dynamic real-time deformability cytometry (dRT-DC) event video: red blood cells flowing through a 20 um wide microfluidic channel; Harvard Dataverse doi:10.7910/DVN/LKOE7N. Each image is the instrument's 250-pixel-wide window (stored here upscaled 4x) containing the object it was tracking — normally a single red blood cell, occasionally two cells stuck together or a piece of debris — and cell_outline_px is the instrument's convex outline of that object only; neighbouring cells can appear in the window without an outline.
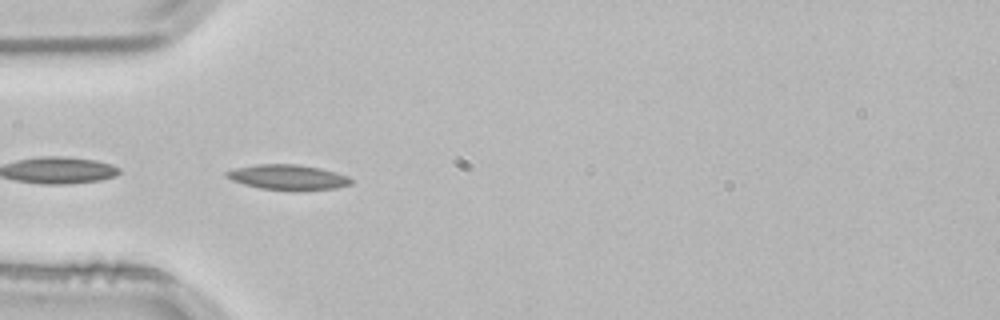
{"species": "common noctule bat (a hibernating species)", "species_latin": "Nyctalus noctula", "temperature_condition": "room temperature", "stored_images_in_passage": 38, "camera_frame_rate_fps": 3000, "um_per_image_px": 0.085, "animal": {"sex": "male", "body_mass_g": 21.5, "forearm_length_mm": 52.0}, "frame": {"image": 1, "passage_image": 1, "time_ms": 0.0, "image_size_px": [1000, 320], "cell_outline_px": [[352, 184], [336, 188], [260, 188], [244, 184], [232, 180], [224, 176], [224, 172], [236, 168], [256, 164], [296, 164], [320, 168], [336, 172], [348, 176], [352, 180]], "centroid_in_image_um": [24.44, 15.02], "position_along_channel_um": 60.6, "area_um2": 17.51}, "authors_computed_cell_mechanics": {"area_um2": 16.2996, "velocity_mm_per_s": 3.8103, "shape_relaxation_time_tau1_ms": 9.9292, "shape_relaxation_time_tau2_ms": 4.9182, "deformation_change_tau1": 0.1953, "deformation_change_tau2": 0.1005}}